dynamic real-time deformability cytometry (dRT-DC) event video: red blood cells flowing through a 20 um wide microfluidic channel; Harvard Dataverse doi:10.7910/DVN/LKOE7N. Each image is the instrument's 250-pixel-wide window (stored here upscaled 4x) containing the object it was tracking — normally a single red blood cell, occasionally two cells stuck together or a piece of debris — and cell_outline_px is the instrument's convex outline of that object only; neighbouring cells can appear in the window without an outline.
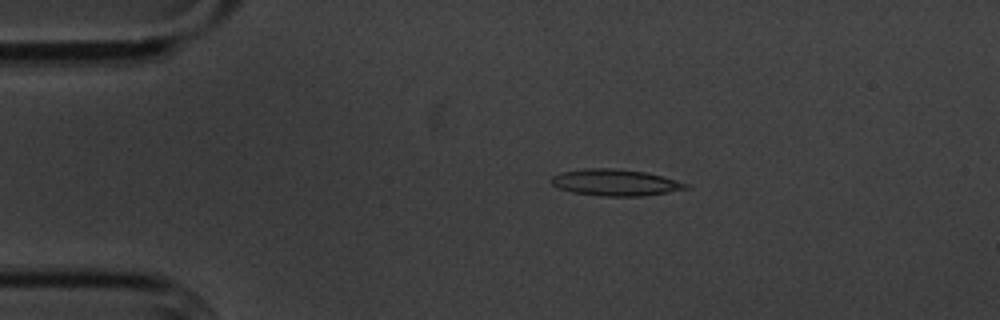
{"species": "common noctule bat (a hibernating species)", "species_latin": "Nyctalus noctula", "temperature_condition": "cold", "stored_images_in_passage": 47, "camera_frame_rate_fps": 3000, "um_per_image_px": 0.085, "animal": {"sex": "male", "body_mass_g": 20.1, "forearm_length_mm": 53.5}, "frame": {"image": 1, "passage_image": 1, "time_ms": 0.0, "image_size_px": [1000, 320], "cell_outline_px": [[692, 188], [668, 192], [640, 196], [600, 196], [572, 192], [560, 188], [552, 184], [548, 180], [552, 176], [560, 172], [584, 168], [616, 168], [644, 172], [664, 176], [688, 184]], "centroid_in_image_um": [52.29, 15.51], "position_along_channel_um": 32.7, "area_um2": 20.92}}
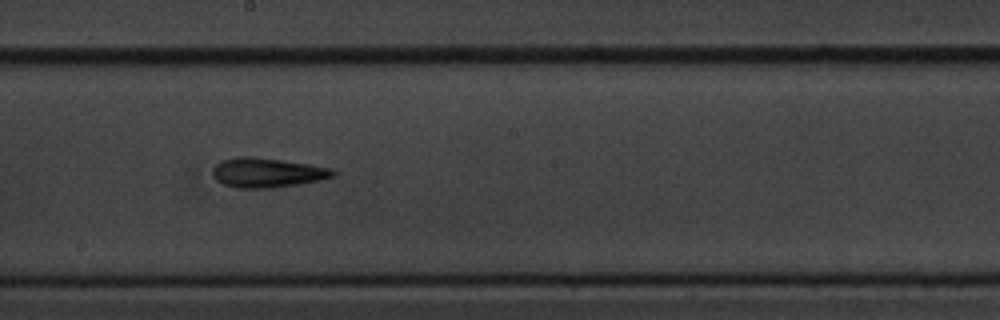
{"frame": {"image": 2, "passage_image": 21, "time_ms": 6.667, "image_size_px": [1000, 320], "cell_outline_px": [[336, 176], [320, 180], [300, 184], [272, 188], [236, 188], [224, 184], [216, 180], [212, 176], [212, 168], [220, 160], [236, 156], [252, 156], [308, 164], [328, 168], [336, 172]], "centroid_in_image_um": [22.66, 14.67], "position_along_channel_um": 225.5, "area_um2": 20.87}}
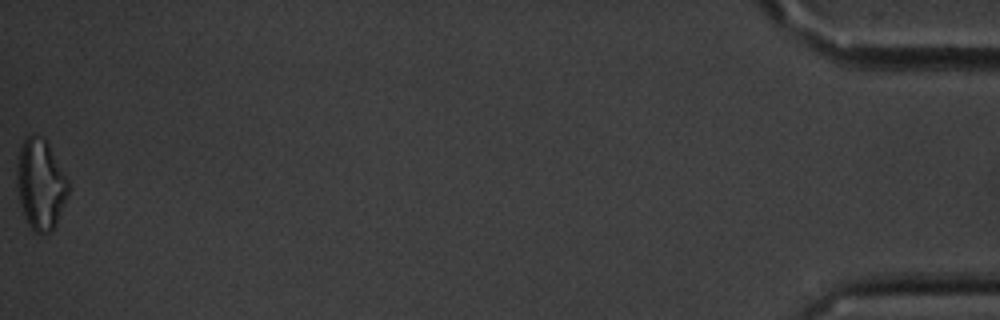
{"frame": {"image": 3, "passage_image": 47, "time_ms": 15.333, "image_size_px": [1000, 320], "cell_outline_px": [[68, 196], [52, 228], [44, 236], [36, 232], [28, 224], [24, 216], [16, 184], [16, 164], [20, 148], [24, 136], [40, 136], [48, 144], [68, 180]], "centroid_in_image_um": [3.41, 15.65], "position_along_channel_um": 431.8, "area_um2": 26.7}, "authors_computed_cell_mechanics": {"area_um2": 19.941, "velocity_mm_per_s": 3.522, "shape_relaxation_time_tau1_ms": 3.2648, "shape_relaxation_time_tau2_ms": 5.8713, "deformation_change_tau1": 0.1691, "deformation_change_tau2": 0.2021}}